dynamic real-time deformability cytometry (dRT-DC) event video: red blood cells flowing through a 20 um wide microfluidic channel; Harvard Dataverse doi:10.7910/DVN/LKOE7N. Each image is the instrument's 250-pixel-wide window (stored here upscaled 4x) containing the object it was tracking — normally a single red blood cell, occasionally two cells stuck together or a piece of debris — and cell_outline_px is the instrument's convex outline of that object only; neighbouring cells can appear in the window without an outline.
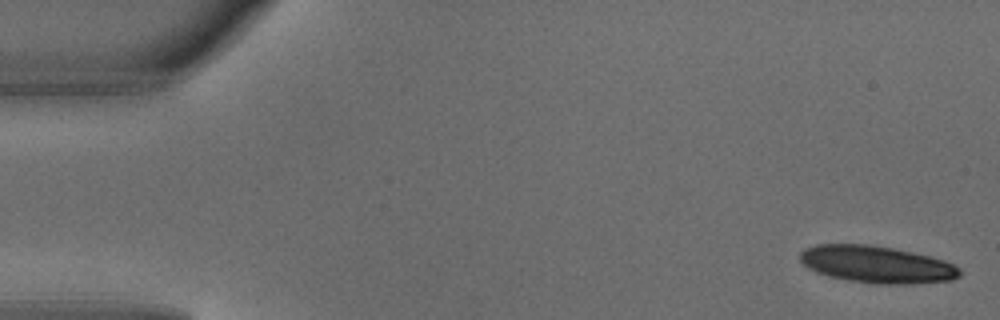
{"species": "common noctule bat (a hibernating species)", "species_latin": "Nyctalus noctula", "temperature_condition": "warm", "stored_images_in_passage": 5, "camera_frame_rate_fps": 3000, "um_per_image_px": 0.085, "animal": {"sex": "male", "body_mass_g": 18.8}, "frame": {"image": 1, "passage_image": 1, "time_ms": 0.0, "image_size_px": [1000, 320], "cell_outline_px": [[964, 272], [960, 276], [952, 280], [912, 284], [872, 284], [848, 280], [828, 276], [816, 272], [808, 268], [800, 260], [800, 252], [804, 248], [816, 244], [868, 244], [892, 248], [912, 252], [944, 260], [960, 268]], "centroid_in_image_um": [74.52, 22.48], "position_along_channel_um": 10.5, "area_um2": 34.74}}